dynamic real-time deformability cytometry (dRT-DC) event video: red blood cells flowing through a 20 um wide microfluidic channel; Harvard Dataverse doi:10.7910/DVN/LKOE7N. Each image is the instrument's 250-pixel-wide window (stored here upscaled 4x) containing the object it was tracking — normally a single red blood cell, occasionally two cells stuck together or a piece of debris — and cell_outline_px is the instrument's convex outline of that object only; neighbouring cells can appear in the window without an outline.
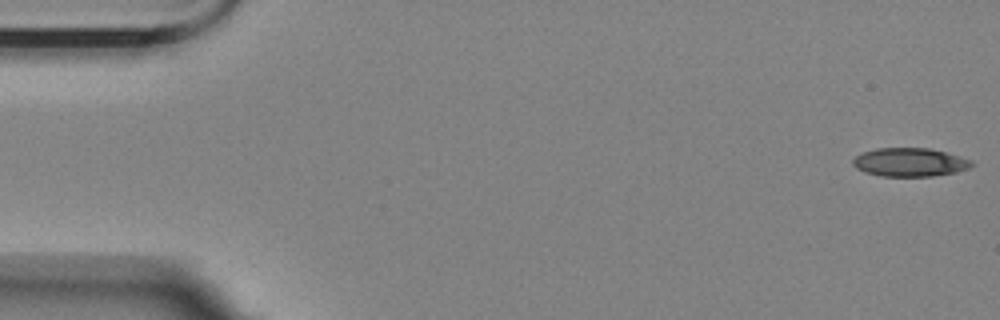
{"species": "Egyptian fruit bat (a non-hibernating species)", "species_latin": "Rousettus aegyptiacus", "temperature_condition": "room temperature", "stored_images_in_passage": 52, "camera_frame_rate_fps": 3000, "um_per_image_px": 0.085, "animal": {"sex": "female"}, "frame": {"image": 1, "passage_image": 1, "time_ms": 0.0, "image_size_px": [1000, 320], "cell_outline_px": [[976, 164], [968, 168], [956, 172], [932, 176], [880, 176], [864, 172], [856, 168], [852, 164], [852, 160], [860, 152], [876, 148], [928, 148], [960, 156], [972, 160]], "centroid_in_image_um": [77.31, 13.79], "position_along_channel_um": 7.7, "area_um2": 19.88}}
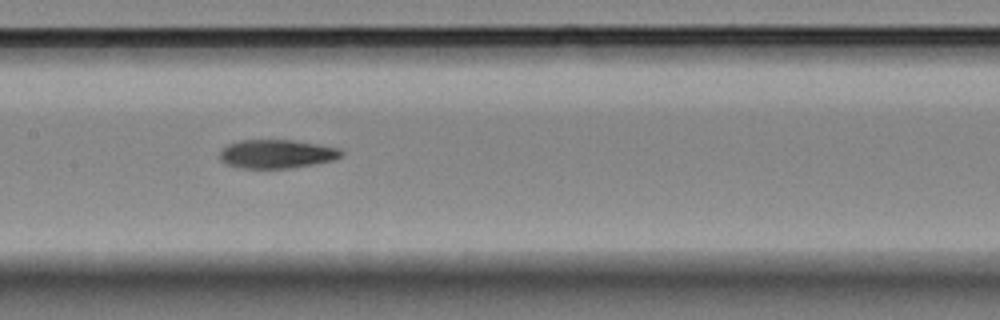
{"frame": {"image": 2, "passage_image": 27, "time_ms": 8.667, "image_size_px": [1000, 320], "cell_outline_px": [[344, 156], [332, 160], [312, 164], [288, 168], [240, 168], [228, 164], [220, 160], [220, 152], [228, 144], [240, 140], [292, 140], [320, 144], [340, 148], [344, 152]], "centroid_in_image_um": [23.56, 13.07], "position_along_channel_um": 183.8, "area_um2": 20.29}}
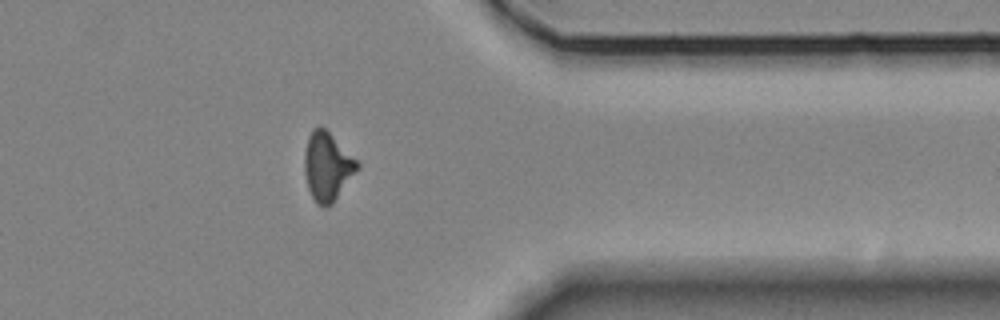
{"frame": {"image": 3, "passage_image": 45, "time_ms": 14.667, "image_size_px": [1000, 320], "cell_outline_px": [[360, 168], [332, 204], [324, 208], [316, 204], [308, 188], [304, 172], [304, 152], [308, 136], [312, 128], [320, 124], [360, 164]], "centroid_in_image_um": [27.8, 14.17], "position_along_channel_um": 383.6, "area_um2": 21.1}}